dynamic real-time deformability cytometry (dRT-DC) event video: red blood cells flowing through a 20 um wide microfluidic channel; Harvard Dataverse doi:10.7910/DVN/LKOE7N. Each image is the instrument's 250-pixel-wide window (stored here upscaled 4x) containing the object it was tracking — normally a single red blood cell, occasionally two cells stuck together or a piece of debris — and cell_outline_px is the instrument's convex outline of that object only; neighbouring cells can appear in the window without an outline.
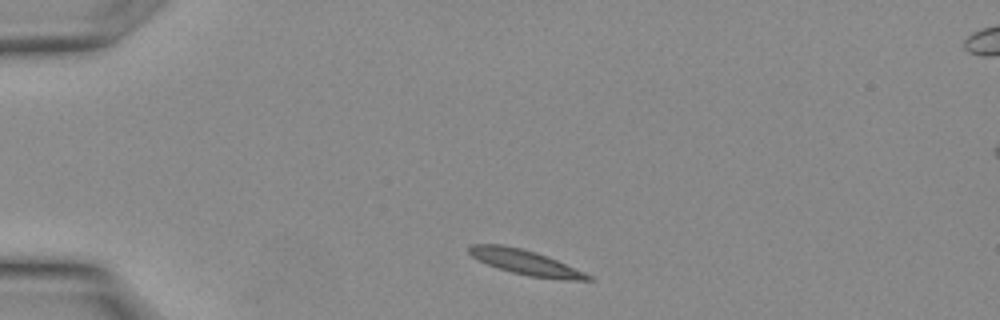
{"species": "Egyptian fruit bat (a non-hibernating species)", "species_latin": "Rousettus aegyptiacus", "temperature_condition": "warm", "stored_images_in_passage": 14, "camera_frame_rate_fps": 3000, "um_per_image_px": 0.085, "animal": {"sex": "female"}, "frame": {"image": 1, "passage_image": 2, "time_ms": 0.333, "image_size_px": [1000, 320], "cell_outline_px": [[592, 280], [564, 280], [528, 276], [512, 272], [488, 264], [472, 256], [468, 252], [468, 248], [472, 244], [504, 244], [536, 252], [556, 260], [584, 272], [592, 276]], "centroid_in_image_um": [44.67, 22.3], "position_along_channel_um": 40.3, "area_um2": 16.99}}
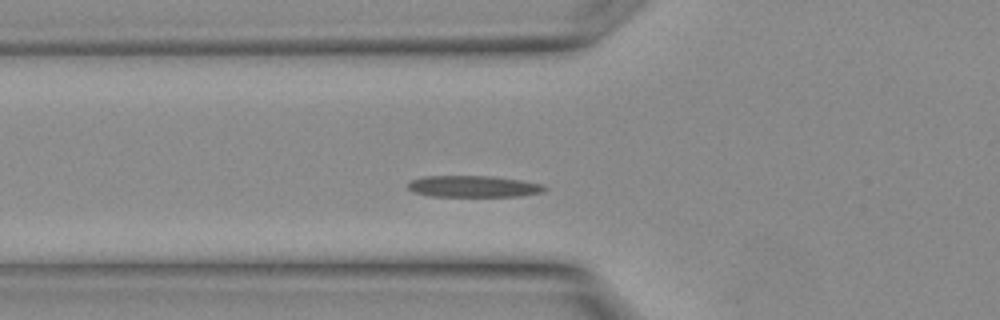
{"frame": {"image": 2, "passage_image": 6, "time_ms": 1.667, "image_size_px": [1000, 320], "cell_outline_px": [[548, 188], [544, 192], [520, 196], [428, 196], [412, 192], [408, 188], [408, 184], [412, 180], [424, 176], [492, 176], [524, 180], [544, 184]], "centroid_in_image_um": [40.29, 15.84], "position_along_channel_um": 85.5, "area_um2": 17.34}}
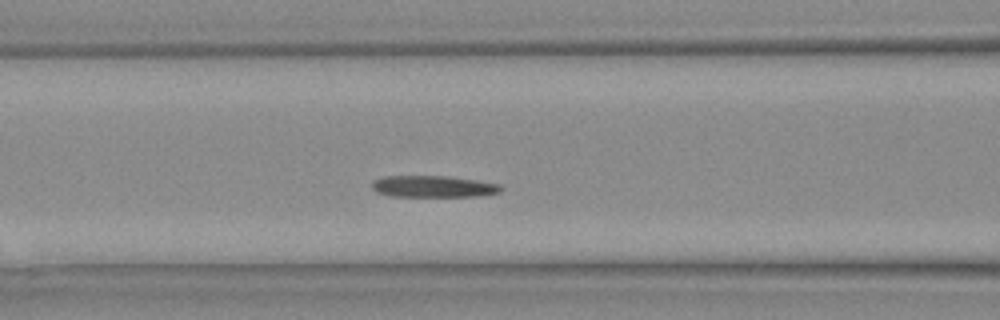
{"frame": {"image": 3, "passage_image": 8, "time_ms": 2.333, "image_size_px": [1000, 320], "cell_outline_px": [[504, 188], [500, 192], [480, 196], [392, 196], [376, 192], [372, 188], [372, 184], [376, 180], [384, 176], [448, 176], [476, 180], [500, 184]], "centroid_in_image_um": [36.87, 15.85], "position_along_channel_um": 129.7, "area_um2": 16.18}}